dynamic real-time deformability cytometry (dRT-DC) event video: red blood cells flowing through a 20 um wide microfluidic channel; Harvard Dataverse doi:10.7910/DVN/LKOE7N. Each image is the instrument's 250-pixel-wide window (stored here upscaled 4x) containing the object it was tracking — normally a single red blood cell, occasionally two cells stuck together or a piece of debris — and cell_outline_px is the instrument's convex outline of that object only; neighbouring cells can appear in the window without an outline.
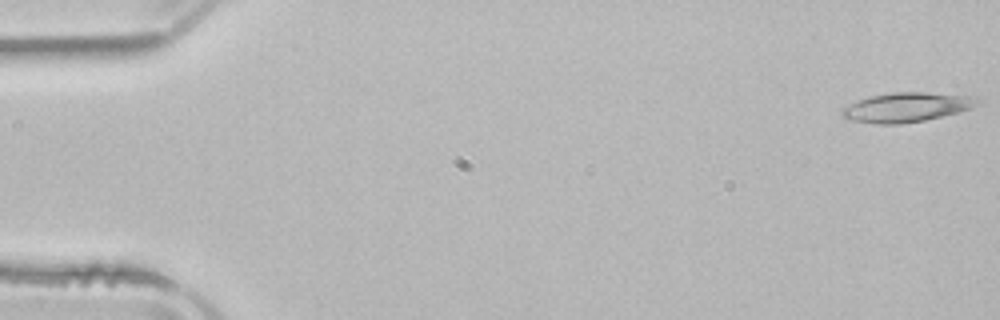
{"species": "common noctule bat (a hibernating species)", "species_latin": "Nyctalus noctula", "temperature_condition": "room temperature", "stored_images_in_passage": 5, "camera_frame_rate_fps": 3000, "um_per_image_px": 0.085, "animal": {"sex": "male", "body_mass_g": 21.5, "forearm_length_mm": 52.0}, "frame": {"image": 1, "passage_image": 1, "time_ms": 0.0, "image_size_px": [1000, 320], "cell_outline_px": [[984, 104], [960, 112], [924, 120], [900, 124], [876, 124], [848, 120], [840, 116], [840, 108], [868, 96], [892, 92], [924, 92], [976, 96], [984, 100]], "centroid_in_image_um": [77.1, 9.11], "position_along_channel_um": 7.9, "area_um2": 23.87}}